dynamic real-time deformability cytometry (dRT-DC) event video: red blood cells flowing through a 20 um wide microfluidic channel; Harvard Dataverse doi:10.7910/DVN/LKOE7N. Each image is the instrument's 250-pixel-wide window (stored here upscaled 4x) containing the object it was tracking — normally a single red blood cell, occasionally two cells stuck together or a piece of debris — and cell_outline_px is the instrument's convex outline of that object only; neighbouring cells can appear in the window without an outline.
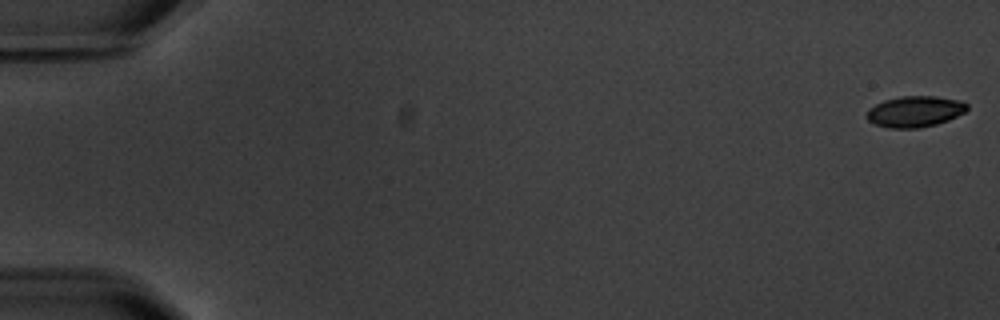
{"species": "common noctule bat (a hibernating species)", "species_latin": "Nyctalus noctula", "temperature_condition": "warm", "stored_images_in_passage": 7, "camera_frame_rate_fps": 3000, "um_per_image_px": 0.085, "animal": {"sex": "male", "body_mass_g": 20.1, "forearm_length_mm": 53.5}, "frame": {"image": 1, "passage_image": 1, "time_ms": 0.0, "image_size_px": [1000, 320], "cell_outline_px": [[968, 108], [964, 112], [948, 120], [936, 124], [920, 128], [888, 128], [876, 124], [868, 120], [864, 116], [868, 108], [884, 100], [900, 96], [936, 96], [960, 100], [968, 104]], "centroid_in_image_um": [77.74, 9.47], "position_along_channel_um": 7.3, "area_um2": 18.26}}
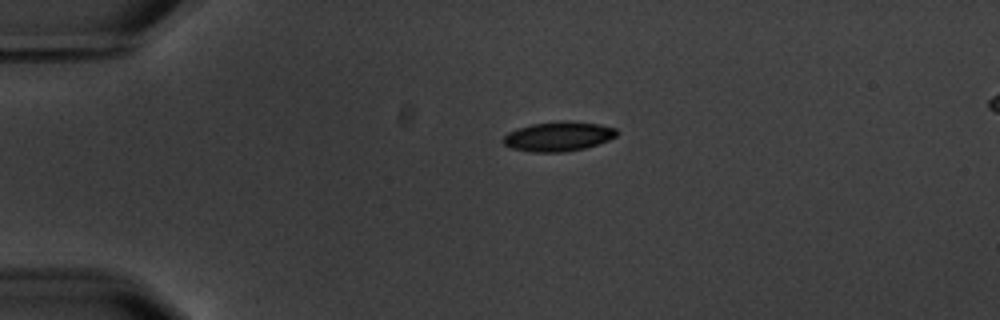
{"frame": {"image": 2, "passage_image": 5, "time_ms": 4.333, "image_size_px": [1000, 320], "cell_outline_px": [[616, 136], [608, 140], [584, 148], [564, 152], [532, 152], [512, 148], [504, 144], [500, 140], [508, 132], [516, 128], [532, 124], [564, 120], [568, 120], [600, 124], [616, 128]], "centroid_in_image_um": [47.42, 11.58], "position_along_channel_um": 37.6, "area_um2": 19.59}}